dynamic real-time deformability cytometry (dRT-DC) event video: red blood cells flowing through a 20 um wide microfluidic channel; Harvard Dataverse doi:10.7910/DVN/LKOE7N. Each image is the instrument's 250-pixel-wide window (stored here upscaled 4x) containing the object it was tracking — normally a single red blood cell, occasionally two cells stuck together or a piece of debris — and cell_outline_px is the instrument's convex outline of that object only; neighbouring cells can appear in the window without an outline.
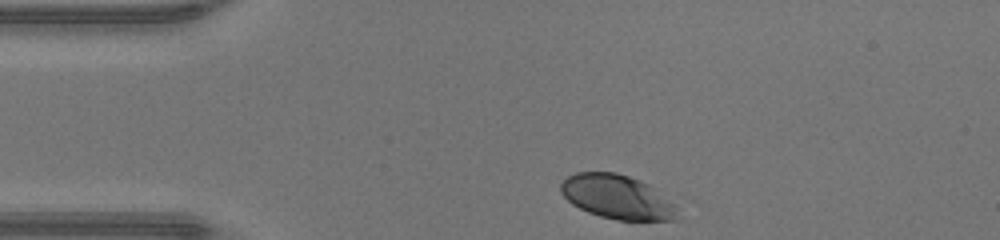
{"species": "human", "species_latin": "Homo sapiens", "temperature_condition": "warm", "stored_images_in_passage": 30, "camera_frame_rate_fps": 3000, "um_per_image_px": 0.085, "donor": {"sex": "male"}, "frame": {"image": 1, "passage_image": 1, "time_ms": 0.0, "image_size_px": [1000, 240], "cell_outline_px": [[676, 220], [616, 220], [600, 216], [588, 212], [572, 204], [560, 192], [560, 184], [568, 176], [576, 172], [616, 172], [628, 176], [648, 184], [668, 200], [672, 204], [676, 216]], "centroid_in_image_um": [52.38, 16.73], "position_along_channel_um": 32.6, "area_um2": 29.42}}
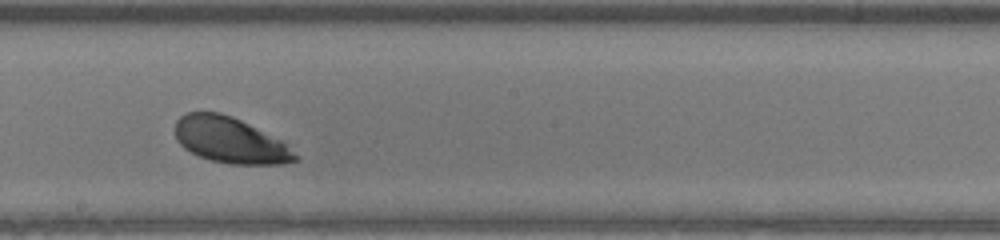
{"frame": {"image": 2, "passage_image": 18, "time_ms": 5.667, "image_size_px": [1000, 240], "cell_outline_px": [[300, 160], [284, 164], [232, 164], [212, 160], [200, 156], [184, 148], [176, 140], [176, 120], [180, 116], [188, 112], [220, 112], [232, 116], [280, 140], [300, 156]], "centroid_in_image_um": [19.57, 11.92], "position_along_channel_um": 228.6, "area_um2": 31.79}}
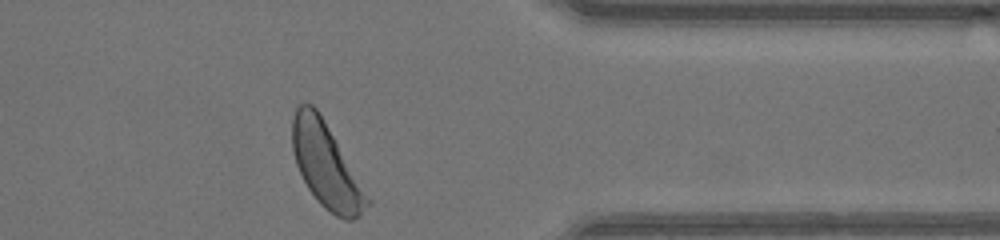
{"frame": {"image": 3, "passage_image": 30, "time_ms": 9.667, "image_size_px": [1000, 240], "cell_outline_px": [[372, 204], [360, 216], [352, 220], [344, 220], [336, 216], [324, 208], [316, 200], [308, 188], [296, 164], [292, 148], [292, 116], [296, 104], [312, 104], [316, 108], [324, 120], [372, 200]], "centroid_in_image_um": [27.73, 14.09], "position_along_channel_um": 383.7, "area_um2": 36.93}, "authors_computed_cell_mechanics": {"area_um2": 33.1194, "velocity_mm_per_s": 4.2739, "shape_relaxation_time_tau1_ms": 1.3371, "shape_relaxation_time_tau2_ms": null, "deformation_change_tau1": 0.115, "deformation_change_tau2": null}}